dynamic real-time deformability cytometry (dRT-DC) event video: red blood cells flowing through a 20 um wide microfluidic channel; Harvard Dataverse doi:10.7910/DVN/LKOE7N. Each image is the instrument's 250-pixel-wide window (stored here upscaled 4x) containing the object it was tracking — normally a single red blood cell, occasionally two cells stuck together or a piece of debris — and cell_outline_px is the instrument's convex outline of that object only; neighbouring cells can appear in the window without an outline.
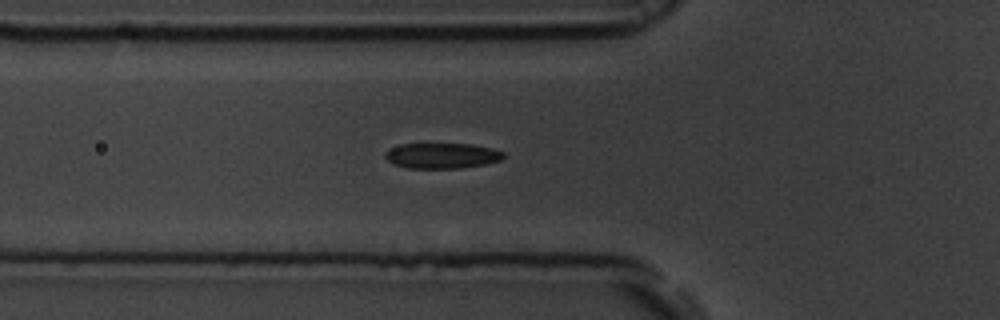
{"species": "common noctule bat (a hibernating species)", "species_latin": "Nyctalus noctula", "temperature_condition": "room temperature", "stored_images_in_passage": 37, "camera_frame_rate_fps": 3000, "um_per_image_px": 0.085, "animal": {"sex": "male", "body_mass_g": 19.5, "forearm_length_mm": 54.6}, "frame": {"image": 1, "passage_image": 2, "time_ms": 0.333, "image_size_px": [1000, 320], "cell_outline_px": [[504, 156], [500, 160], [484, 164], [460, 168], [408, 168], [392, 164], [384, 156], [392, 148], [400, 144], [472, 144], [492, 148], [504, 152]], "centroid_in_image_um": [37.58, 13.23], "position_along_channel_um": 88.2, "area_um2": 17.4}}
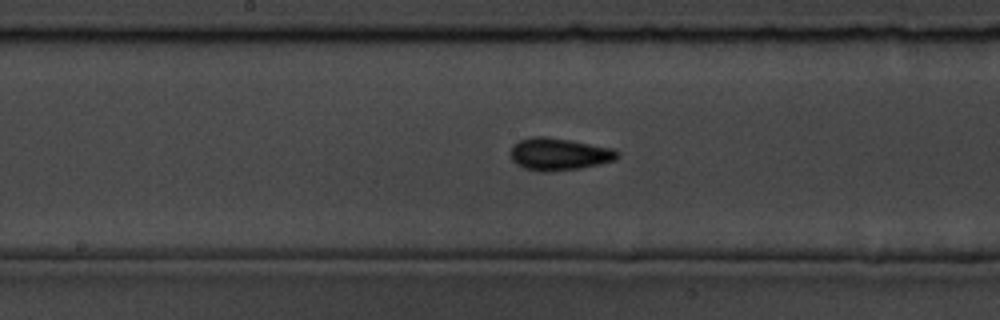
{"frame": {"image": 2, "passage_image": 11, "time_ms": 3.333, "image_size_px": [1000, 320], "cell_outline_px": [[620, 156], [616, 160], [600, 164], [580, 168], [548, 172], [540, 172], [524, 168], [516, 164], [512, 160], [512, 144], [520, 140], [532, 136], [544, 136], [616, 148], [620, 152]], "centroid_in_image_um": [47.56, 13.1], "position_along_channel_um": 200.6, "area_um2": 20.29}}
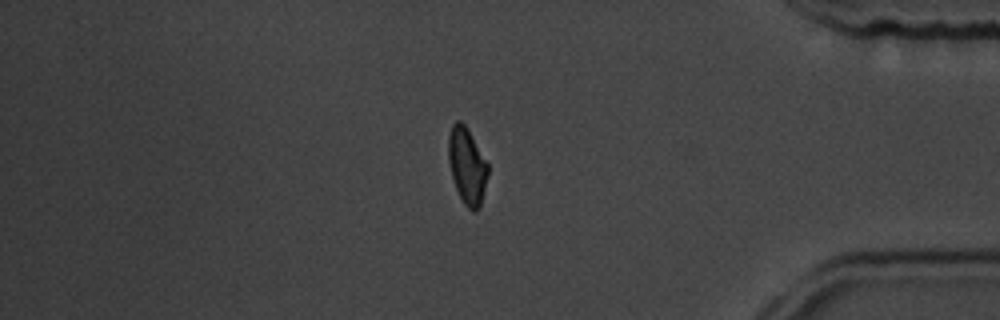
{"frame": {"image": 3, "passage_image": 29, "time_ms": 9.333, "image_size_px": [1000, 320], "cell_outline_px": [[488, 172], [480, 208], [476, 212], [472, 212], [464, 204], [456, 188], [452, 176], [448, 160], [448, 136], [452, 124], [456, 120], [460, 120], [468, 128], [488, 164]], "centroid_in_image_um": [39.69, 14.09], "position_along_channel_um": 395.5, "area_um2": 17.63}}